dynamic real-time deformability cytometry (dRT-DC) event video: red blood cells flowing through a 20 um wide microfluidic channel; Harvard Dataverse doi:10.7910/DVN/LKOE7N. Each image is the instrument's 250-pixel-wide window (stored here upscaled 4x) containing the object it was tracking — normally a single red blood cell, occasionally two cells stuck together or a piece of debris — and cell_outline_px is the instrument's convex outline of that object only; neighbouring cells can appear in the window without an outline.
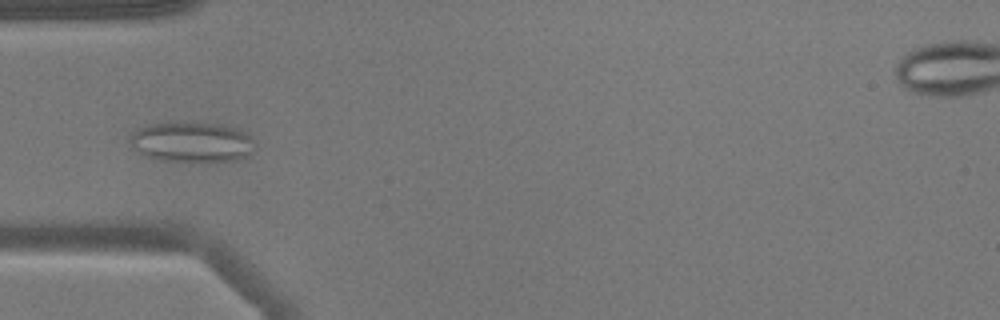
{"species": "common noctule bat (a hibernating species)", "species_latin": "Nyctalus noctula", "temperature_condition": "warm", "stored_images_in_passage": 46, "camera_frame_rate_fps": 3000, "um_per_image_px": 0.085, "animal": {"sex": "male", "body_mass_g": 17.9}, "frame": {"image": 1, "passage_image": 10, "time_ms": 3.0, "image_size_px": [1000, 320], "cell_outline_px": [[252, 140], [248, 156], [236, 160], [160, 160], [144, 156], [132, 148], [128, 140], [140, 128], [148, 124], [168, 120], [220, 124], [236, 128], [244, 132]], "centroid_in_image_um": [16.21, 12.03], "position_along_channel_um": 68.8, "area_um2": 29.13}}
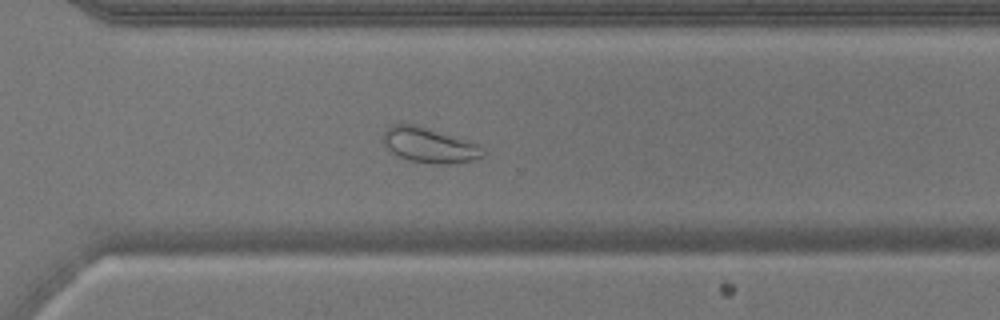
{"frame": {"image": 2, "passage_image": 31, "time_ms": 10.0, "image_size_px": [1000, 320], "cell_outline_px": [[488, 152], [484, 156], [476, 160], [436, 164], [428, 164], [408, 160], [392, 152], [384, 144], [384, 132], [392, 124], [416, 124], [480, 144]], "centroid_in_image_um": [36.56, 12.34], "position_along_channel_um": 334.0, "area_um2": 20.46}}
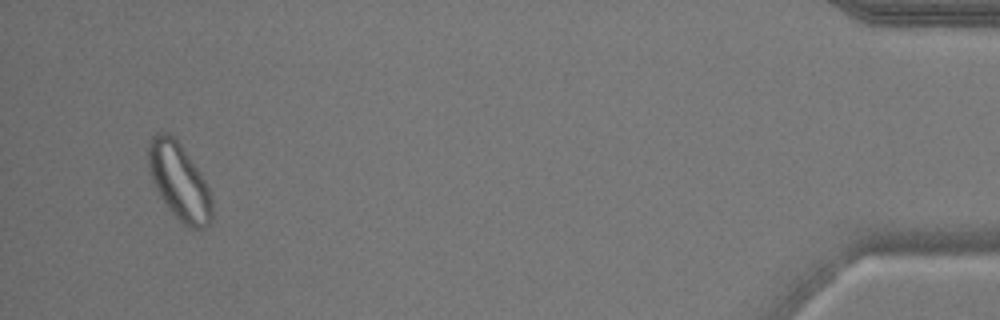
{"frame": {"image": 3, "passage_image": 44, "time_ms": 14.333, "image_size_px": [1000, 320], "cell_outline_px": [[212, 216], [208, 224], [204, 228], [192, 228], [184, 224], [168, 208], [160, 196], [152, 180], [148, 168], [148, 140], [156, 132], [168, 132], [180, 144], [200, 172], [208, 188], [212, 200]], "centroid_in_image_um": [15.21, 15.4], "position_along_channel_um": 420.0, "area_um2": 28.15}, "authors_computed_cell_mechanics": {"area_um2": 24.854, "velocity_mm_per_s": 3.7857, "shape_relaxation_time_tau1_ms": null, "shape_relaxation_time_tau2_ms": 1.661, "deformation_change_tau1": null, "deformation_change_tau2": 0.0744}}